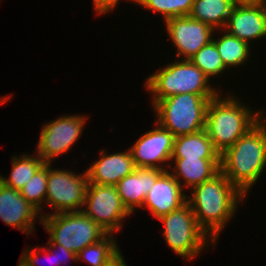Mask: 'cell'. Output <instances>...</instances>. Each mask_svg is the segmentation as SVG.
Masks as SVG:
<instances>
[{"instance_id":"f546056e","label":"cell","mask_w":266,"mask_h":266,"mask_svg":"<svg viewBox=\"0 0 266 266\" xmlns=\"http://www.w3.org/2000/svg\"><path fill=\"white\" fill-rule=\"evenodd\" d=\"M123 257L124 255L121 252L108 266H128V262Z\"/></svg>"},{"instance_id":"ba28073f","label":"cell","mask_w":266,"mask_h":266,"mask_svg":"<svg viewBox=\"0 0 266 266\" xmlns=\"http://www.w3.org/2000/svg\"><path fill=\"white\" fill-rule=\"evenodd\" d=\"M53 163H48V180L45 203L52 209L48 213L43 212L42 217L63 212L81 211L85 201L88 186V176L84 173L53 168ZM54 209V210H53Z\"/></svg>"},{"instance_id":"52a82bcc","label":"cell","mask_w":266,"mask_h":266,"mask_svg":"<svg viewBox=\"0 0 266 266\" xmlns=\"http://www.w3.org/2000/svg\"><path fill=\"white\" fill-rule=\"evenodd\" d=\"M41 225L50 235L51 244H60L75 254L108 234L82 211L43 216Z\"/></svg>"},{"instance_id":"d6986e66","label":"cell","mask_w":266,"mask_h":266,"mask_svg":"<svg viewBox=\"0 0 266 266\" xmlns=\"http://www.w3.org/2000/svg\"><path fill=\"white\" fill-rule=\"evenodd\" d=\"M219 34L217 37L213 34L212 40L215 42L218 53L222 58L225 67L230 70L236 67L247 65L248 60H251V46L247 42L229 34L224 29H218ZM250 58V59H249Z\"/></svg>"},{"instance_id":"83f0119b","label":"cell","mask_w":266,"mask_h":266,"mask_svg":"<svg viewBox=\"0 0 266 266\" xmlns=\"http://www.w3.org/2000/svg\"><path fill=\"white\" fill-rule=\"evenodd\" d=\"M93 2V9L95 10L96 15H102L110 13L111 11L115 10V7H118L121 0H92ZM124 1V0H123ZM131 1L133 3L136 2V0H126Z\"/></svg>"},{"instance_id":"5b68a950","label":"cell","mask_w":266,"mask_h":266,"mask_svg":"<svg viewBox=\"0 0 266 266\" xmlns=\"http://www.w3.org/2000/svg\"><path fill=\"white\" fill-rule=\"evenodd\" d=\"M216 96L181 93L158 101L152 108L156 122L174 137L205 129L209 101Z\"/></svg>"},{"instance_id":"ffe728a7","label":"cell","mask_w":266,"mask_h":266,"mask_svg":"<svg viewBox=\"0 0 266 266\" xmlns=\"http://www.w3.org/2000/svg\"><path fill=\"white\" fill-rule=\"evenodd\" d=\"M171 158H220L205 129L174 138Z\"/></svg>"},{"instance_id":"603a6c76","label":"cell","mask_w":266,"mask_h":266,"mask_svg":"<svg viewBox=\"0 0 266 266\" xmlns=\"http://www.w3.org/2000/svg\"><path fill=\"white\" fill-rule=\"evenodd\" d=\"M114 234H107L103 239L88 245L77 254L78 262L91 266H108L120 253Z\"/></svg>"},{"instance_id":"4dcf8cb0","label":"cell","mask_w":266,"mask_h":266,"mask_svg":"<svg viewBox=\"0 0 266 266\" xmlns=\"http://www.w3.org/2000/svg\"><path fill=\"white\" fill-rule=\"evenodd\" d=\"M258 110V121L264 126L266 129V110L263 109H257Z\"/></svg>"},{"instance_id":"e0dca14e","label":"cell","mask_w":266,"mask_h":266,"mask_svg":"<svg viewBox=\"0 0 266 266\" xmlns=\"http://www.w3.org/2000/svg\"><path fill=\"white\" fill-rule=\"evenodd\" d=\"M163 172L157 168L136 167L115 185L120 199L131 214L142 208L148 192Z\"/></svg>"},{"instance_id":"f1b7e54d","label":"cell","mask_w":266,"mask_h":266,"mask_svg":"<svg viewBox=\"0 0 266 266\" xmlns=\"http://www.w3.org/2000/svg\"><path fill=\"white\" fill-rule=\"evenodd\" d=\"M57 248V259L58 265L65 262H70V260L78 262L77 254L73 253L72 251L66 249L64 246L60 244H53Z\"/></svg>"},{"instance_id":"4fadbf2b","label":"cell","mask_w":266,"mask_h":266,"mask_svg":"<svg viewBox=\"0 0 266 266\" xmlns=\"http://www.w3.org/2000/svg\"><path fill=\"white\" fill-rule=\"evenodd\" d=\"M223 29L249 45L265 39L266 0L236 3Z\"/></svg>"},{"instance_id":"484cf974","label":"cell","mask_w":266,"mask_h":266,"mask_svg":"<svg viewBox=\"0 0 266 266\" xmlns=\"http://www.w3.org/2000/svg\"><path fill=\"white\" fill-rule=\"evenodd\" d=\"M48 180V163H44L20 190L26 201L31 203L41 213L45 204ZM44 203V204H43Z\"/></svg>"},{"instance_id":"44dd1931","label":"cell","mask_w":266,"mask_h":266,"mask_svg":"<svg viewBox=\"0 0 266 266\" xmlns=\"http://www.w3.org/2000/svg\"><path fill=\"white\" fill-rule=\"evenodd\" d=\"M235 4L234 0H194L189 16L214 30L223 29Z\"/></svg>"},{"instance_id":"1f68e13d","label":"cell","mask_w":266,"mask_h":266,"mask_svg":"<svg viewBox=\"0 0 266 266\" xmlns=\"http://www.w3.org/2000/svg\"><path fill=\"white\" fill-rule=\"evenodd\" d=\"M236 3H243V2H258L261 0H234Z\"/></svg>"},{"instance_id":"30bf717a","label":"cell","mask_w":266,"mask_h":266,"mask_svg":"<svg viewBox=\"0 0 266 266\" xmlns=\"http://www.w3.org/2000/svg\"><path fill=\"white\" fill-rule=\"evenodd\" d=\"M81 211L108 234L122 231L125 218L132 215L120 199L116 186L94 183H88Z\"/></svg>"},{"instance_id":"5bb4252c","label":"cell","mask_w":266,"mask_h":266,"mask_svg":"<svg viewBox=\"0 0 266 266\" xmlns=\"http://www.w3.org/2000/svg\"><path fill=\"white\" fill-rule=\"evenodd\" d=\"M40 211L25 200L20 190L7 187L0 182V219L11 228L26 235L36 231L35 222L42 223Z\"/></svg>"},{"instance_id":"3957f363","label":"cell","mask_w":266,"mask_h":266,"mask_svg":"<svg viewBox=\"0 0 266 266\" xmlns=\"http://www.w3.org/2000/svg\"><path fill=\"white\" fill-rule=\"evenodd\" d=\"M230 93L211 99L206 112L205 131L220 155L258 122V110Z\"/></svg>"},{"instance_id":"8fae6325","label":"cell","mask_w":266,"mask_h":266,"mask_svg":"<svg viewBox=\"0 0 266 266\" xmlns=\"http://www.w3.org/2000/svg\"><path fill=\"white\" fill-rule=\"evenodd\" d=\"M155 126L152 130L139 136L129 149L135 167L157 168L167 171L170 166L175 137L157 122H155Z\"/></svg>"},{"instance_id":"ac0fdd59","label":"cell","mask_w":266,"mask_h":266,"mask_svg":"<svg viewBox=\"0 0 266 266\" xmlns=\"http://www.w3.org/2000/svg\"><path fill=\"white\" fill-rule=\"evenodd\" d=\"M168 171L184 191L191 190L221 171L220 158H171Z\"/></svg>"},{"instance_id":"4316f807","label":"cell","mask_w":266,"mask_h":266,"mask_svg":"<svg viewBox=\"0 0 266 266\" xmlns=\"http://www.w3.org/2000/svg\"><path fill=\"white\" fill-rule=\"evenodd\" d=\"M53 249V250H52ZM25 250V251H24ZM22 254H21V258L26 262V264L28 266H38V260H39V256L40 253H44L46 254L45 256H49L48 258H51L50 260L53 261L52 263H54L55 265L58 266V259H57V248L51 244L49 241L48 243L42 247L39 245L37 247H26V249H24ZM46 252V253H45Z\"/></svg>"},{"instance_id":"6da1fadb","label":"cell","mask_w":266,"mask_h":266,"mask_svg":"<svg viewBox=\"0 0 266 266\" xmlns=\"http://www.w3.org/2000/svg\"><path fill=\"white\" fill-rule=\"evenodd\" d=\"M189 191L187 203L198 225L217 243L220 233L236 214L238 205L247 197L221 171Z\"/></svg>"},{"instance_id":"7c38bea8","label":"cell","mask_w":266,"mask_h":266,"mask_svg":"<svg viewBox=\"0 0 266 266\" xmlns=\"http://www.w3.org/2000/svg\"><path fill=\"white\" fill-rule=\"evenodd\" d=\"M169 41L176 48V59H190L208 44L214 32L211 26L190 16L174 17L164 21Z\"/></svg>"},{"instance_id":"7a4b0ae2","label":"cell","mask_w":266,"mask_h":266,"mask_svg":"<svg viewBox=\"0 0 266 266\" xmlns=\"http://www.w3.org/2000/svg\"><path fill=\"white\" fill-rule=\"evenodd\" d=\"M221 172L245 196L266 170V129L258 121L220 155Z\"/></svg>"},{"instance_id":"2e32d148","label":"cell","mask_w":266,"mask_h":266,"mask_svg":"<svg viewBox=\"0 0 266 266\" xmlns=\"http://www.w3.org/2000/svg\"><path fill=\"white\" fill-rule=\"evenodd\" d=\"M116 153L102 149L98 160L86 169L88 183L115 186L122 178L131 174L136 168L129 148Z\"/></svg>"},{"instance_id":"cb8c5ba5","label":"cell","mask_w":266,"mask_h":266,"mask_svg":"<svg viewBox=\"0 0 266 266\" xmlns=\"http://www.w3.org/2000/svg\"><path fill=\"white\" fill-rule=\"evenodd\" d=\"M190 61L211 79L218 78L225 71H229L218 53V49L213 40L203 46L195 55L190 58Z\"/></svg>"},{"instance_id":"d4e9b609","label":"cell","mask_w":266,"mask_h":266,"mask_svg":"<svg viewBox=\"0 0 266 266\" xmlns=\"http://www.w3.org/2000/svg\"><path fill=\"white\" fill-rule=\"evenodd\" d=\"M193 3L194 0H136L135 2L144 9L161 14L163 22L174 17L189 16Z\"/></svg>"},{"instance_id":"277c9868","label":"cell","mask_w":266,"mask_h":266,"mask_svg":"<svg viewBox=\"0 0 266 266\" xmlns=\"http://www.w3.org/2000/svg\"><path fill=\"white\" fill-rule=\"evenodd\" d=\"M145 80L144 87L152 94V107L160 100L181 93L218 96L222 91L190 59H176L158 68Z\"/></svg>"},{"instance_id":"9c48e42d","label":"cell","mask_w":266,"mask_h":266,"mask_svg":"<svg viewBox=\"0 0 266 266\" xmlns=\"http://www.w3.org/2000/svg\"><path fill=\"white\" fill-rule=\"evenodd\" d=\"M88 118L84 114H68L50 120L41 128L34 152L45 163H54L56 157L70 151L78 142Z\"/></svg>"},{"instance_id":"9a60e30c","label":"cell","mask_w":266,"mask_h":266,"mask_svg":"<svg viewBox=\"0 0 266 266\" xmlns=\"http://www.w3.org/2000/svg\"><path fill=\"white\" fill-rule=\"evenodd\" d=\"M183 191L172 174L168 170L164 171L148 192L142 208L148 209L154 218L159 219L187 202V194Z\"/></svg>"},{"instance_id":"d6a6232c","label":"cell","mask_w":266,"mask_h":266,"mask_svg":"<svg viewBox=\"0 0 266 266\" xmlns=\"http://www.w3.org/2000/svg\"><path fill=\"white\" fill-rule=\"evenodd\" d=\"M18 266H28V265H27L26 262L20 257V258H19Z\"/></svg>"},{"instance_id":"8992f818","label":"cell","mask_w":266,"mask_h":266,"mask_svg":"<svg viewBox=\"0 0 266 266\" xmlns=\"http://www.w3.org/2000/svg\"><path fill=\"white\" fill-rule=\"evenodd\" d=\"M158 220L164 225L162 235L168 247L186 261L199 257L210 245L216 246V243L198 225L194 212L187 202Z\"/></svg>"},{"instance_id":"7402d4cb","label":"cell","mask_w":266,"mask_h":266,"mask_svg":"<svg viewBox=\"0 0 266 266\" xmlns=\"http://www.w3.org/2000/svg\"><path fill=\"white\" fill-rule=\"evenodd\" d=\"M11 163L10 176L7 178L0 175V182L7 187L21 190L45 162L36 153H22L18 156L13 155Z\"/></svg>"}]
</instances>
